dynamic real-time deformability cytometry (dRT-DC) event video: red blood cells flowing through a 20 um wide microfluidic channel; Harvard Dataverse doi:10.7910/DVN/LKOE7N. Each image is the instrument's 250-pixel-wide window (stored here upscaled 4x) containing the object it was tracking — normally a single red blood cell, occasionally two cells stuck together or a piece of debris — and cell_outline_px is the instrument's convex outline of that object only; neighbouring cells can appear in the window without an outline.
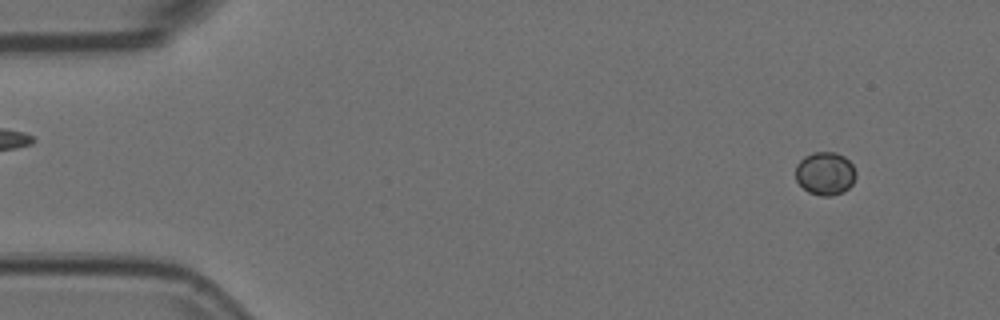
{"species": "Egyptian fruit bat (a non-hibernating species)", "species_latin": "Rousettus aegyptiacus", "temperature_condition": "room temperature", "stored_images_in_passage": 4, "camera_frame_rate_fps": 3000, "um_per_image_px": 0.085, "animal": {"sex": "female"}, "frame": {"image": 1, "passage_image": 1, "time_ms": 0.0, "image_size_px": [1000, 320], "cell_outline_px": [[856, 176], [852, 184], [844, 192], [832, 196], [820, 196], [808, 192], [796, 180], [796, 164], [804, 156], [812, 152], [836, 152], [844, 156], [852, 164], [856, 172]], "centroid_in_image_um": [70.14, 14.74], "position_along_channel_um": 14.9, "area_um2": 15.32}}
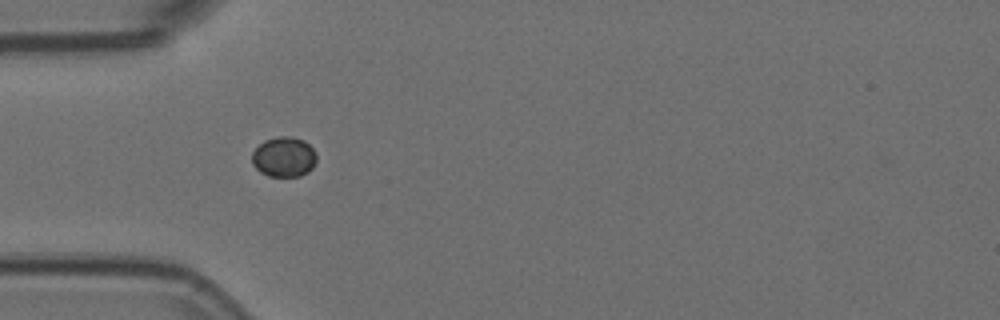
{"frame": {"image": 2, "passage_image": 3, "time_ms": 0.667, "image_size_px": [1000, 320], "cell_outline_px": [[316, 160], [312, 168], [308, 172], [300, 176], [268, 176], [260, 172], [252, 164], [252, 152], [264, 140], [280, 136], [292, 136], [304, 140], [316, 152]], "centroid_in_image_um": [24.13, 13.33], "position_along_channel_um": 60.9, "area_um2": 15.14}}
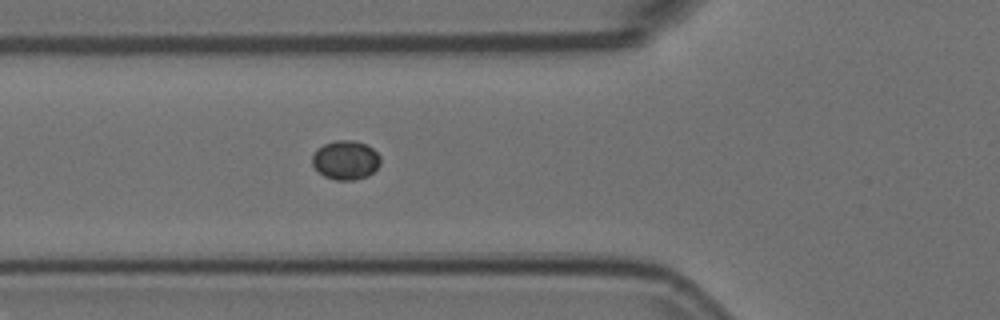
{"frame": {"image": 3, "passage_image": 4, "time_ms": 1.0, "image_size_px": [1000, 320], "cell_outline_px": [[380, 164], [368, 176], [352, 180], [336, 180], [324, 176], [312, 164], [312, 156], [324, 144], [336, 140], [352, 140], [364, 144], [372, 148], [380, 156]], "centroid_in_image_um": [29.39, 13.61], "position_along_channel_um": 96.4, "area_um2": 15.26}}